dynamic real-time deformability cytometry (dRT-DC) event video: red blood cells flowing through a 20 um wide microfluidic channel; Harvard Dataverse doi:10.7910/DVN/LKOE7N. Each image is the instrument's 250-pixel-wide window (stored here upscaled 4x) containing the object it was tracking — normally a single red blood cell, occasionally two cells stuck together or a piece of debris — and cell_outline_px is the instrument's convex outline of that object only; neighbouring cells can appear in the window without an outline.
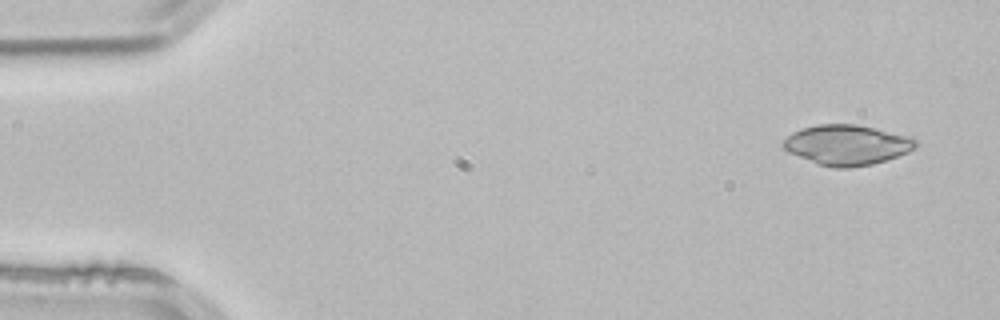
{"species": "common noctule bat (a hibernating species)", "species_latin": "Nyctalus noctula", "temperature_condition": "room temperature", "stored_images_in_passage": 3, "camera_frame_rate_fps": 3000, "um_per_image_px": 0.085, "animal": {"sex": "male", "body_mass_g": 21.5, "forearm_length_mm": 52.0}, "frame": {"image": 1, "passage_image": 1, "time_ms": 0.0, "image_size_px": [1000, 320], "cell_outline_px": [[920, 144], [916, 148], [908, 152], [872, 164], [848, 168], [836, 168], [820, 164], [788, 152], [784, 148], [784, 140], [792, 132], [804, 128], [820, 124], [856, 124], [876, 128], [912, 136]], "centroid_in_image_um": [72.05, 12.3], "position_along_channel_um": 12.9, "area_um2": 30.81}}